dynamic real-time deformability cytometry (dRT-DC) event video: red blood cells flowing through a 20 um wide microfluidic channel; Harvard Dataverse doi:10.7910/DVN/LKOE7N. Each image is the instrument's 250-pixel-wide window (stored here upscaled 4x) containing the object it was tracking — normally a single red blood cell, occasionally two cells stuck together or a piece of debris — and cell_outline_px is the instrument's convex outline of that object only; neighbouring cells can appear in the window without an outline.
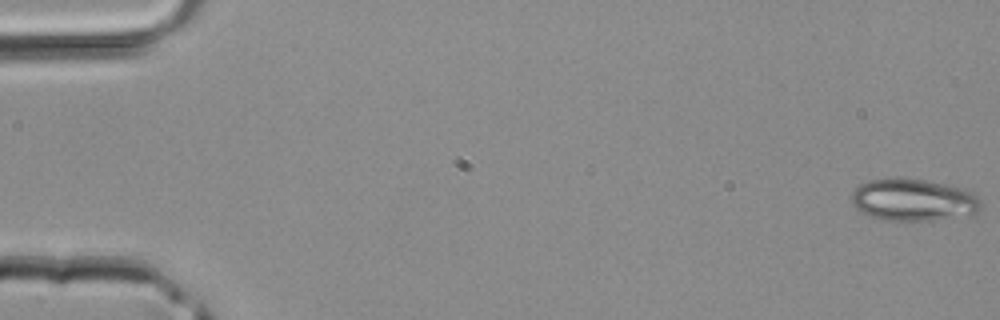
{"species": "common noctule bat (a hibernating species)", "species_latin": "Nyctalus noctula", "temperature_condition": "room temperature", "stored_images_in_passage": 44, "segment_of_instrument_passage": [1, 2], "camera_frame_rate_fps": 3000, "um_per_image_px": 0.085, "animal": {"sex": "male", "body_mass_g": 20.4}, "frame": {"image": 1, "passage_image": 1, "time_ms": 0.0, "image_size_px": [1000, 320], "cell_outline_px": [[984, 204], [976, 212], [932, 220], [884, 220], [868, 216], [860, 212], [852, 204], [852, 192], [860, 184], [868, 180], [924, 180], [944, 184], [976, 192]], "centroid_in_image_um": [77.64, 17.01], "position_along_channel_um": 7.4, "area_um2": 31.15}}
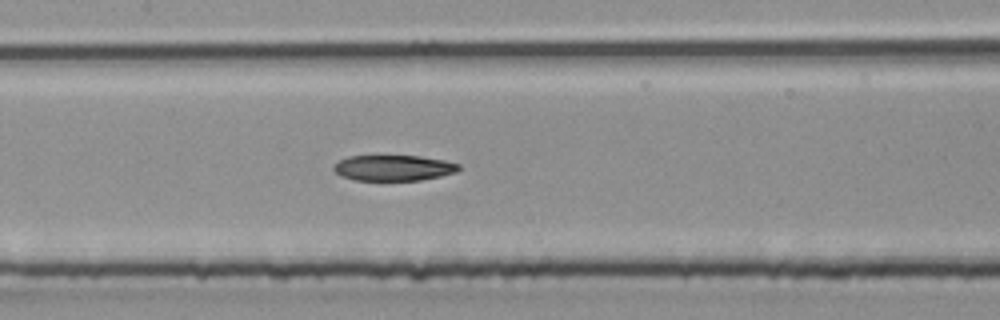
{"frame": {"image": 2, "passage_image": 21, "time_ms": 6.667, "image_size_px": [1000, 320], "cell_outline_px": [[460, 168], [456, 172], [440, 176], [420, 180], [352, 180], [340, 176], [332, 168], [340, 160], [348, 156], [420, 156], [444, 160], [460, 164]], "centroid_in_image_um": [33.44, 14.27], "position_along_channel_um": 174.0, "area_um2": 18.67}}
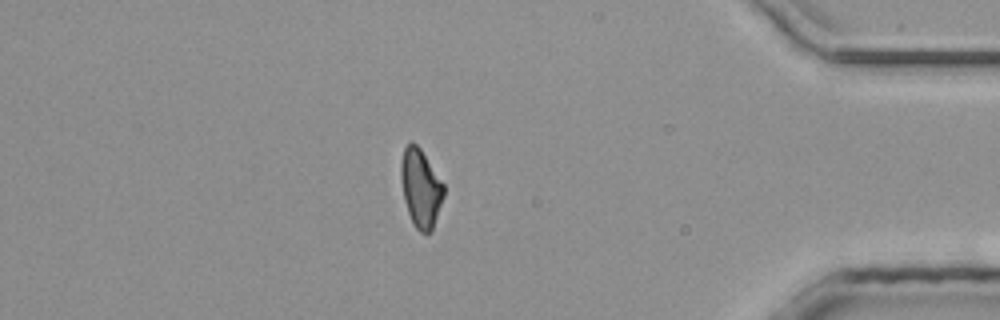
{"frame": {"image": 3, "passage_image": 37, "time_ms": 12.0, "image_size_px": [1000, 320], "cell_outline_px": [[444, 196], [432, 232], [420, 232], [416, 228], [408, 212], [404, 200], [400, 176], [400, 164], [404, 148], [412, 140], [420, 148], [444, 184]], "centroid_in_image_um": [35.76, 15.98], "position_along_channel_um": 399.4, "area_um2": 19.48}}